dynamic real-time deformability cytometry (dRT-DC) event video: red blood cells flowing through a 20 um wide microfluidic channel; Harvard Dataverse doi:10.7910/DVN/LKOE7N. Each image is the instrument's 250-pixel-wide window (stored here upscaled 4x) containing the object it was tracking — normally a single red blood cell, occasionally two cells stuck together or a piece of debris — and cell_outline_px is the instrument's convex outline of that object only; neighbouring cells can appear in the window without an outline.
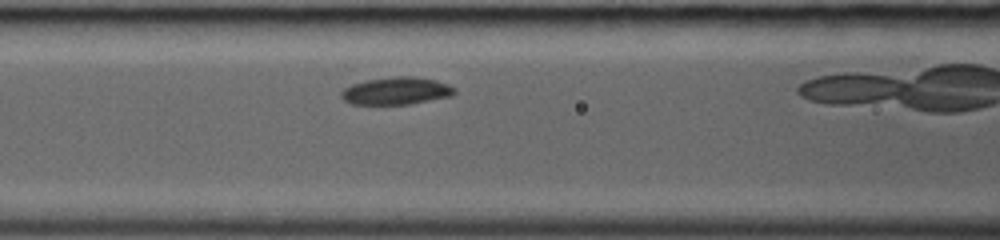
{"species": "common noctule bat (a hibernating species)", "species_latin": "Nyctalus noctula", "temperature_condition": "room temperature", "stored_images_in_passage": 22, "camera_frame_rate_fps": 3000, "um_per_image_px": 0.085, "animal": {"sex": "female", "body_mass_g": 19.0, "forearm_length_mm": 53.3}, "frame": {"image": 1, "passage_image": 6, "time_ms": 1.667, "image_size_px": [1000, 240], "cell_outline_px": [[456, 92], [452, 96], [408, 104], [352, 104], [344, 100], [340, 96], [340, 92], [344, 88], [352, 84], [368, 80], [400, 76], [412, 76], [436, 80], [448, 84], [456, 88]], "centroid_in_image_um": [33.7, 7.73], "position_along_channel_um": 132.9, "area_um2": 18.03}}
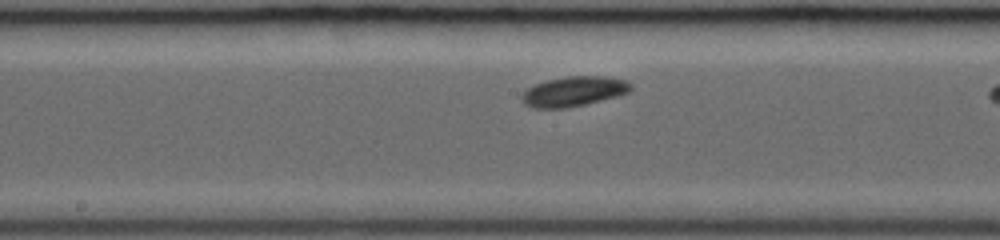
{"frame": {"image": 2, "passage_image": 10, "time_ms": 3.0, "image_size_px": [1000, 240], "cell_outline_px": [[632, 88], [628, 92], [616, 96], [568, 108], [532, 108], [524, 104], [520, 96], [528, 88], [536, 84], [548, 80], [568, 76], [604, 76], [628, 80], [632, 84]], "centroid_in_image_um": [48.77, 7.77], "position_along_channel_um": 199.4, "area_um2": 18.9}}
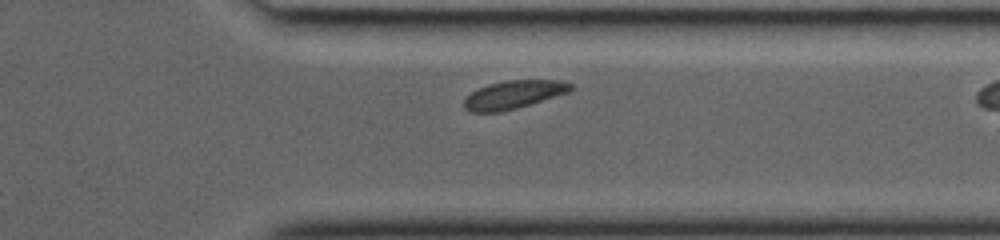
{"frame": {"image": 3, "passage_image": 20, "time_ms": 6.333, "image_size_px": [1000, 240], "cell_outline_px": [[576, 88], [568, 92], [516, 108], [500, 112], [468, 112], [464, 108], [464, 100], [472, 92], [488, 84], [508, 80], [560, 80], [572, 84]], "centroid_in_image_um": [43.66, 8.04], "position_along_channel_um": 367.7, "area_um2": 17.34}}